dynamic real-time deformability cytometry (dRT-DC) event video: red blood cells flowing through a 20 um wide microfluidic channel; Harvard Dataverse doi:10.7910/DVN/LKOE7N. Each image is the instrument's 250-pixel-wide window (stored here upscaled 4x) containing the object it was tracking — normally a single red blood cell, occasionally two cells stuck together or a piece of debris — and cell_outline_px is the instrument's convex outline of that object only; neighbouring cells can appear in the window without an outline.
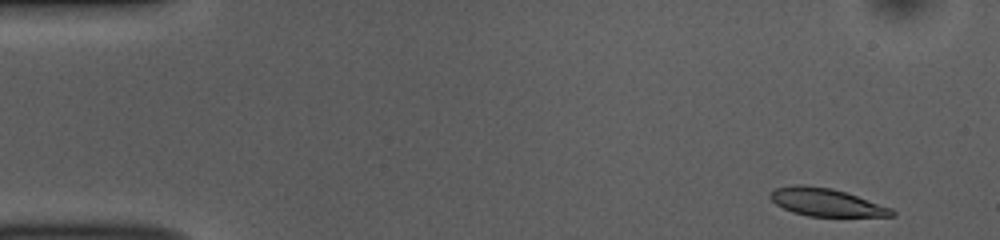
{"species": "common noctule bat (a hibernating species)", "species_latin": "Nyctalus noctula", "temperature_condition": "room temperature", "stored_images_in_passage": 49, "camera_frame_rate_fps": 3000, "um_per_image_px": 0.085, "animal": {"sex": "female", "body_mass_g": 10.0, "forearm_length_mm": 53.1}, "frame": {"image": 1, "passage_image": 1, "time_ms": 0.0, "image_size_px": [1000, 240], "cell_outline_px": [[896, 216], [808, 216], [792, 212], [776, 204], [768, 196], [776, 188], [796, 184], [804, 184], [832, 188], [848, 192], [892, 208], [896, 212]], "centroid_in_image_um": [70.25, 17.18], "position_along_channel_um": 14.7, "area_um2": 19.83}}
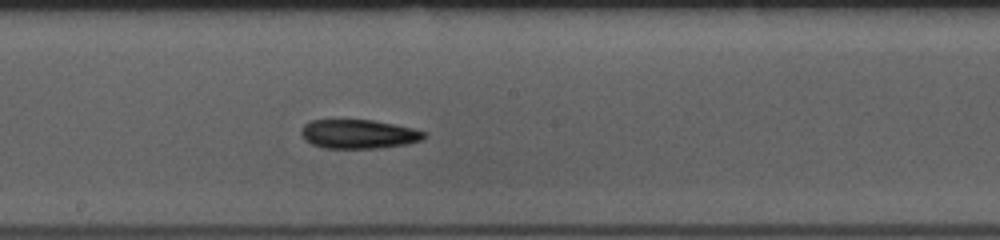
{"frame": {"image": 2, "passage_image": 25, "time_ms": 8.0, "image_size_px": [1000, 240], "cell_outline_px": [[428, 136], [424, 140], [408, 144], [380, 148], [324, 148], [312, 144], [304, 140], [300, 132], [300, 128], [304, 124], [312, 120], [372, 120], [412, 128], [428, 132]], "centroid_in_image_um": [30.51, 11.4], "position_along_channel_um": 217.7, "area_um2": 21.04}}
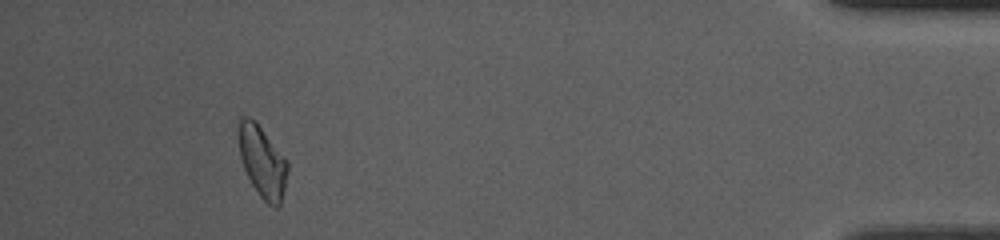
{"frame": {"image": 3, "passage_image": 45, "time_ms": 14.667, "image_size_px": [1000, 240], "cell_outline_px": [[288, 172], [280, 204], [276, 208], [268, 204], [260, 196], [252, 184], [244, 168], [240, 156], [236, 132], [236, 128], [240, 120], [244, 116], [248, 116], [256, 120], [288, 160]], "centroid_in_image_um": [22.28, 13.67], "position_along_channel_um": 412.9, "area_um2": 20.75}, "authors_computed_cell_mechanics": {"area_um2": 20.5768, "velocity_mm_per_s": 3.8535, "shape_relaxation_time_tau1_ms": 5.1819, "shape_relaxation_time_tau2_ms": null, "deformation_change_tau1": 0.1424, "deformation_change_tau2": null}}